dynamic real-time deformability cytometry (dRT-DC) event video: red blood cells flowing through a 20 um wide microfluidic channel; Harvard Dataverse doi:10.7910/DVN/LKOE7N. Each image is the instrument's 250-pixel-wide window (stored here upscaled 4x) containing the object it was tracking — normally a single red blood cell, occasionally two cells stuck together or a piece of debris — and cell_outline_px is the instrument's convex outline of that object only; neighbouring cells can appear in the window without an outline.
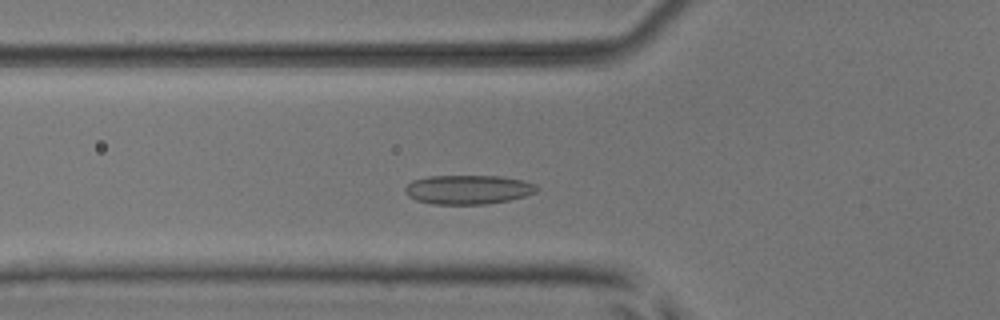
{"species": "common noctule bat (a hibernating species)", "species_latin": "Nyctalus noctula", "temperature_condition": "room temperature", "stored_images_in_passage": 39, "camera_frame_rate_fps": 3000, "um_per_image_px": 0.085, "animal": {"sex": "male", "body_mass_g": 17.9, "forearm_length_mm": 54.2}, "frame": {"image": 1, "passage_image": 6, "time_ms": 1.667, "image_size_px": [1000, 320], "cell_outline_px": [[540, 188], [536, 192], [524, 196], [508, 200], [484, 204], [432, 204], [416, 200], [408, 196], [404, 192], [404, 188], [412, 180], [428, 176], [500, 176], [520, 180], [536, 184]], "centroid_in_image_um": [39.76, 16.11], "position_along_channel_um": 86.0, "area_um2": 22.37}}
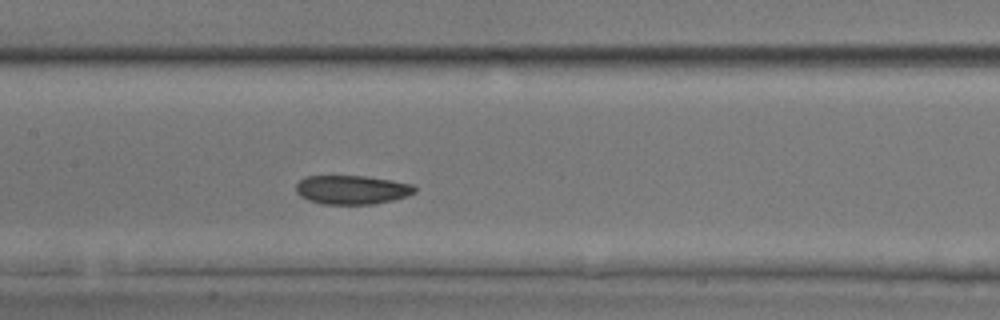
{"frame": {"image": 2, "passage_image": 13, "time_ms": 4.0, "image_size_px": [1000, 320], "cell_outline_px": [[416, 192], [408, 196], [392, 200], [372, 204], [324, 204], [308, 200], [300, 196], [296, 192], [296, 184], [304, 176], [364, 176], [392, 180], [412, 184], [416, 188]], "centroid_in_image_um": [29.91, 16.13], "position_along_channel_um": 177.5, "area_um2": 20.06}}
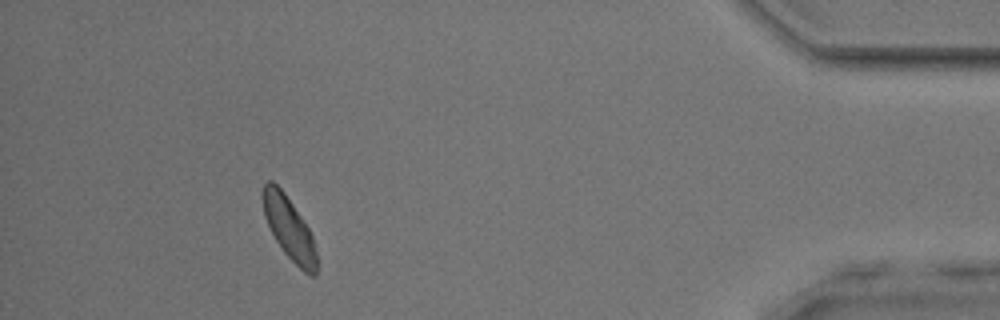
{"frame": {"image": 3, "passage_image": 35, "time_ms": 11.333, "image_size_px": [1000, 320], "cell_outline_px": [[316, 276], [312, 276], [304, 272], [284, 252], [276, 240], [264, 216], [260, 196], [260, 192], [264, 184], [268, 180], [272, 180], [284, 192], [308, 228], [312, 236], [316, 252]], "centroid_in_image_um": [24.53, 19.35], "position_along_channel_um": 410.7, "area_um2": 19.42}}